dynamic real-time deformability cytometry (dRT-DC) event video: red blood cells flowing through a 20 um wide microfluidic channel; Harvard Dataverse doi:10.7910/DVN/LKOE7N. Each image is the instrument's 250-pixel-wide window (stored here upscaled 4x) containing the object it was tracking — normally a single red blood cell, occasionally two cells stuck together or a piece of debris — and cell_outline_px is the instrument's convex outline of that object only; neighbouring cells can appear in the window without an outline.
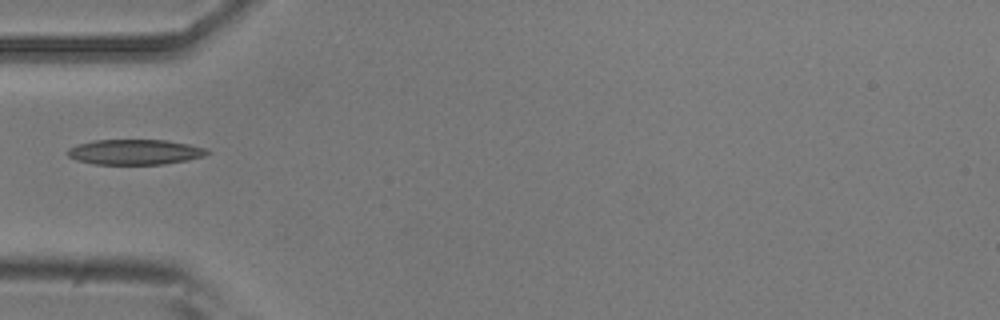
{"species": "common noctule bat (a hibernating species)", "species_latin": "Nyctalus noctula", "temperature_condition": "room temperature", "stored_images_in_passage": 1, "camera_frame_rate_fps": 3000, "um_per_image_px": 0.085, "animal": {"sex": "male", "body_mass_g": 20.5, "forearm_length_mm": 52.5}, "frame": {"image": 1, "passage_image": 1, "time_ms": 0.0, "image_size_px": [1000, 320], "cell_outline_px": [[208, 152], [204, 156], [188, 160], [164, 164], [96, 164], [76, 160], [68, 156], [68, 148], [80, 144], [96, 140], [168, 140], [208, 148]], "centroid_in_image_um": [11.5, 12.92], "position_along_channel_um": 73.5, "area_um2": 20.4}}